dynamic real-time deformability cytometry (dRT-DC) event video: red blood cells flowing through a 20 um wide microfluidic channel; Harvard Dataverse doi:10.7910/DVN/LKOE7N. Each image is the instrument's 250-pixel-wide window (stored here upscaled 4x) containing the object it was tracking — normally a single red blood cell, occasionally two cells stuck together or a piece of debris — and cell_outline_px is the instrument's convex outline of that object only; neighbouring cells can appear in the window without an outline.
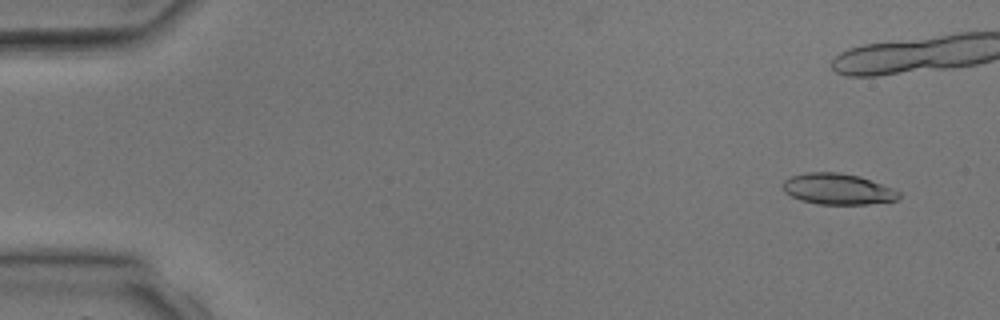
{"species": "common noctule bat (a hibernating species)", "species_latin": "Nyctalus noctula", "temperature_condition": "room temperature", "stored_images_in_passage": 5, "camera_frame_rate_fps": 3000, "um_per_image_px": 0.085, "animal": {"sex": "male", "body_mass_g": 17.9, "forearm_length_mm": 54.2}, "frame": {"image": 1, "passage_image": 1, "time_ms": 0.0, "image_size_px": [1000, 320], "cell_outline_px": [[900, 200], [868, 204], [816, 204], [800, 200], [784, 192], [784, 180], [792, 176], [804, 172], [840, 172], [860, 176], [892, 188], [900, 192]], "centroid_in_image_um": [71.23, 16.07], "position_along_channel_um": 13.8, "area_um2": 21.04}}